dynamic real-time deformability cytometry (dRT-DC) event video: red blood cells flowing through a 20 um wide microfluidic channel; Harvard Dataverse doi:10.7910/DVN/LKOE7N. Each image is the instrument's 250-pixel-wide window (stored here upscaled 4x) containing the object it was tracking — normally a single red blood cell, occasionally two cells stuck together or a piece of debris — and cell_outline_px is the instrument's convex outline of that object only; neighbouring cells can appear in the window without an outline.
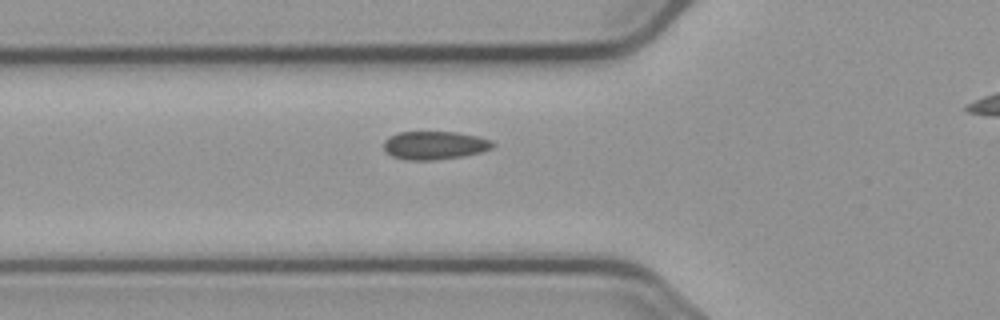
{"species": "common noctule bat (a hibernating species)", "species_latin": "Nyctalus noctula", "temperature_condition": "cold", "stored_images_in_passage": 38, "camera_frame_rate_fps": 3000, "um_per_image_px": 0.085, "animal": {"sex": "male", "body_mass_g": 23.1, "forearm_length_mm": 52.7}, "frame": {"image": 1, "passage_image": 9, "time_ms": 2.667, "image_size_px": [1000, 320], "cell_outline_px": [[496, 144], [492, 148], [480, 152], [460, 156], [432, 160], [408, 160], [392, 156], [384, 148], [384, 140], [388, 136], [400, 132], [456, 132], [476, 136], [492, 140]], "centroid_in_image_um": [36.94, 12.34], "position_along_channel_um": 88.9, "area_um2": 17.8}}
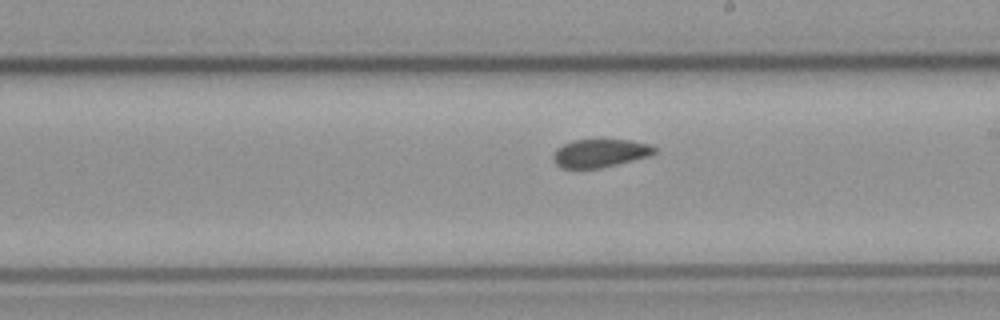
{"frame": {"image": 2, "passage_image": 21, "time_ms": 6.667, "image_size_px": [1000, 320], "cell_outline_px": [[656, 152], [648, 156], [600, 168], [560, 168], [556, 164], [552, 156], [556, 148], [572, 140], [632, 140], [648, 144], [656, 148]], "centroid_in_image_um": [50.97, 13.01], "position_along_channel_um": 238.0, "area_um2": 16.47}}
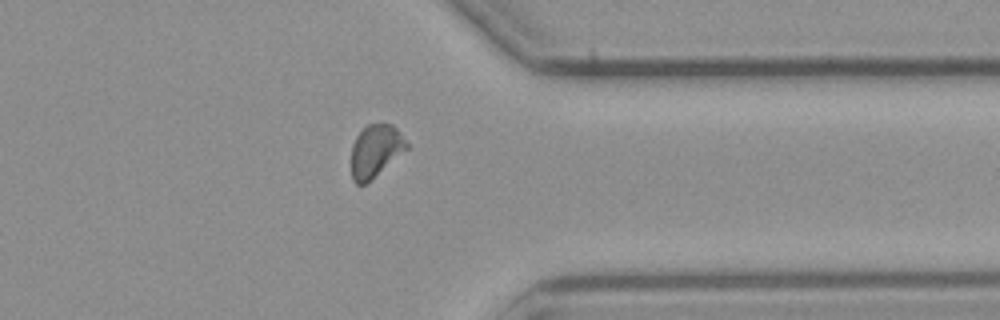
{"frame": {"image": 3, "passage_image": 33, "time_ms": 10.667, "image_size_px": [1000, 320], "cell_outline_px": [[408, 148], [364, 184], [356, 184], [352, 180], [352, 144], [356, 136], [368, 124], [392, 124], [400, 132], [408, 144]], "centroid_in_image_um": [31.91, 12.8], "position_along_channel_um": 379.5, "area_um2": 16.47}}